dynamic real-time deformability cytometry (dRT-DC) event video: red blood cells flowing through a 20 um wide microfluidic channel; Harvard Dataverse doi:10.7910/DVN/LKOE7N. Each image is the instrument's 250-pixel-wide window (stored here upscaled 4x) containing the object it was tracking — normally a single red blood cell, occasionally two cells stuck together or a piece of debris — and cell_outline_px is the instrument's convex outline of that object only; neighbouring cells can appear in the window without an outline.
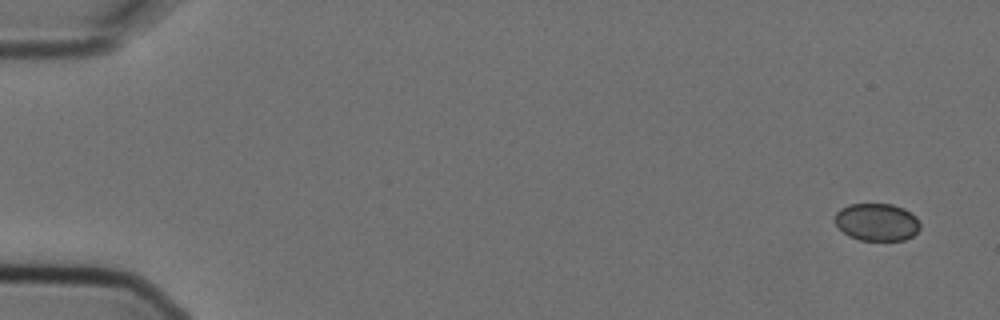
{"species": "Egyptian fruit bat (a non-hibernating species)", "species_latin": "Rousettus aegyptiacus", "temperature_condition": "cold", "stored_images_in_passage": 5, "camera_frame_rate_fps": 3000, "um_per_image_px": 0.085, "animal": {"sex": "female"}, "frame": {"image": 1, "passage_image": 1, "time_ms": 0.0, "image_size_px": [1000, 320], "cell_outline_px": [[920, 228], [912, 236], [904, 240], [860, 240], [848, 236], [832, 220], [836, 212], [840, 208], [848, 204], [892, 204], [904, 208], [916, 216], [920, 224]], "centroid_in_image_um": [74.51, 18.87], "position_along_channel_um": 10.5, "area_um2": 18.79}}
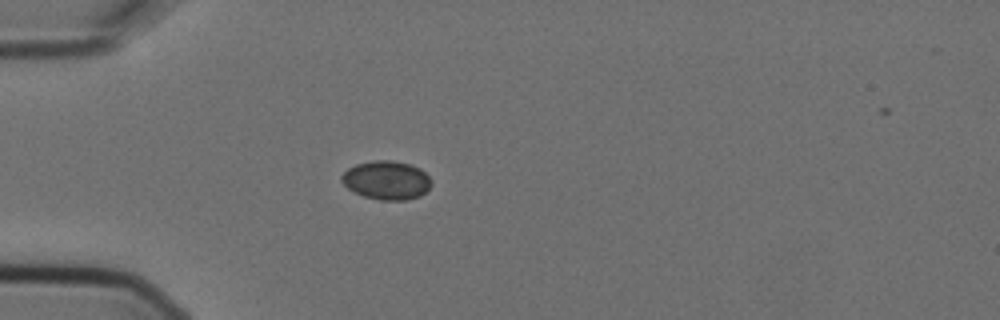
{"frame": {"image": 2, "passage_image": 5, "time_ms": 1.333, "image_size_px": [1000, 320], "cell_outline_px": [[432, 184], [420, 196], [404, 200], [380, 200], [364, 196], [348, 188], [340, 180], [340, 176], [348, 168], [356, 164], [372, 160], [392, 160], [408, 164], [420, 168], [432, 180]], "centroid_in_image_um": [32.85, 15.31], "position_along_channel_um": 52.2, "area_um2": 20.17}}